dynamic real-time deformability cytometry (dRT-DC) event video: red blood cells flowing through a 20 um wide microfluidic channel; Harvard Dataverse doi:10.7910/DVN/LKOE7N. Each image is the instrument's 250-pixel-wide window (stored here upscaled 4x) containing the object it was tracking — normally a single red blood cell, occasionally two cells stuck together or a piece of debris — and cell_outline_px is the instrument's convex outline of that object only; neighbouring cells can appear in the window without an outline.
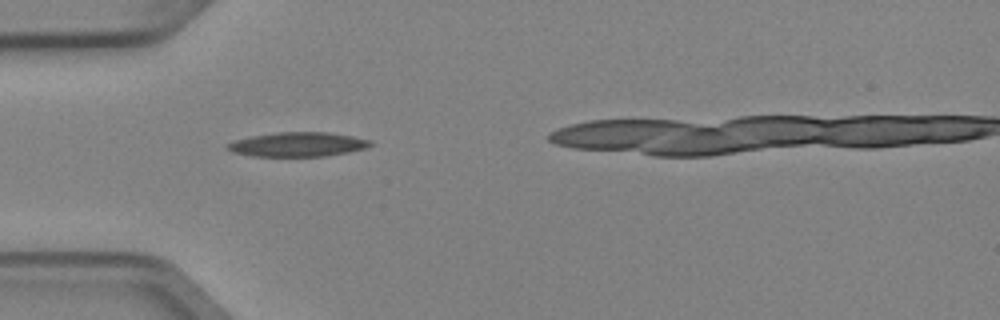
{"species": "Egyptian fruit bat (a non-hibernating species)", "species_latin": "Rousettus aegyptiacus", "temperature_condition": "cold", "stored_images_in_passage": 3, "camera_frame_rate_fps": 3000, "um_per_image_px": 0.085, "animal": {"sex": "female"}, "frame": {"image": 1, "passage_image": 1, "time_ms": 0.0, "image_size_px": [1000, 320], "cell_outline_px": [[372, 144], [364, 148], [348, 152], [324, 156], [252, 156], [232, 152], [224, 148], [228, 144], [236, 140], [252, 136], [280, 132], [328, 132], [352, 136], [372, 140]], "centroid_in_image_um": [25.3, 12.27], "position_along_channel_um": 59.7, "area_um2": 20.11}}
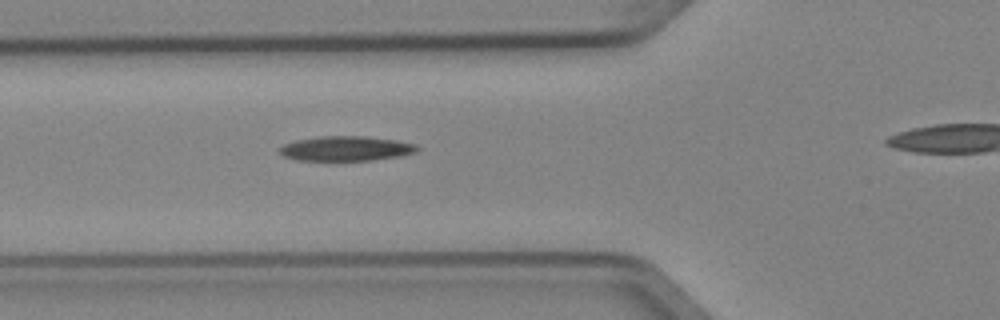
{"frame": {"image": 2, "passage_image": 2, "time_ms": 0.333, "image_size_px": [1000, 320], "cell_outline_px": [[420, 148], [416, 152], [400, 156], [372, 160], [296, 160], [284, 156], [280, 152], [280, 148], [284, 144], [296, 140], [320, 136], [364, 136], [396, 140], [416, 144]], "centroid_in_image_um": [29.44, 12.62], "position_along_channel_um": 96.4, "area_um2": 19.77}}